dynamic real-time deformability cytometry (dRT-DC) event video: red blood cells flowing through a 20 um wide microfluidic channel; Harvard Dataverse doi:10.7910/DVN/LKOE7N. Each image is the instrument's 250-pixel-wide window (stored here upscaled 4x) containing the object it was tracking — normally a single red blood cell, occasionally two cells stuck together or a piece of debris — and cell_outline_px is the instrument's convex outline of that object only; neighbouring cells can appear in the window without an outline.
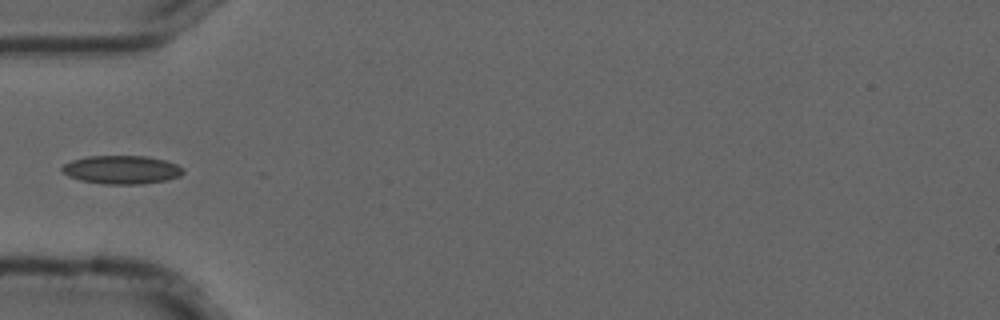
{"species": "common noctule bat (a hibernating species)", "species_latin": "Nyctalus noctula", "temperature_condition": "cold", "stored_images_in_passage": 3, "camera_frame_rate_fps": 3000, "um_per_image_px": 0.085, "animal": {"sex": "male", "forearm_length_mm": 52.5}, "frame": {"image": 1, "passage_image": 3, "time_ms": 0.667, "image_size_px": [1000, 320], "cell_outline_px": [[184, 172], [180, 176], [164, 180], [144, 184], [104, 184], [80, 180], [68, 176], [60, 168], [64, 164], [72, 160], [88, 156], [148, 156], [164, 160], [176, 164], [184, 168]], "centroid_in_image_um": [10.34, 14.42], "position_along_channel_um": 74.7, "area_um2": 20.06}}